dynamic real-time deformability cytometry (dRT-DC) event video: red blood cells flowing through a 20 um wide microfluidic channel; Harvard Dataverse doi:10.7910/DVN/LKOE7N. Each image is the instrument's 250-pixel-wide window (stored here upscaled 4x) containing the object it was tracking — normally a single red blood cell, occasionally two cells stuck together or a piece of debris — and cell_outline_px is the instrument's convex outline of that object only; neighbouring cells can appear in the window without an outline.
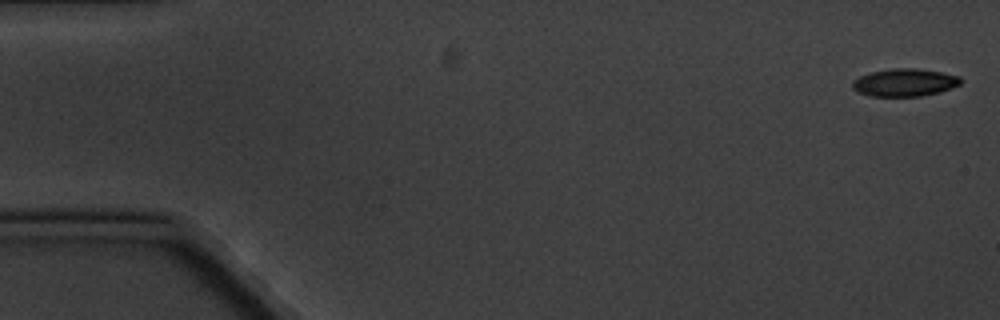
{"species": "common noctule bat (a hibernating species)", "species_latin": "Nyctalus noctula", "temperature_condition": "cold", "stored_images_in_passage": 5, "camera_frame_rate_fps": 3000, "um_per_image_px": 0.085, "animal": {"sex": "male", "body_mass_g": 20.1, "forearm_length_mm": 53.5}, "frame": {"image": 1, "passage_image": 1, "time_ms": 0.0, "image_size_px": [1000, 320], "cell_outline_px": [[960, 84], [940, 92], [920, 96], [868, 96], [856, 92], [852, 88], [852, 80], [860, 76], [872, 72], [892, 68], [916, 68], [940, 72], [960, 76]], "centroid_in_image_um": [76.85, 7.02], "position_along_channel_um": 8.2, "area_um2": 17.46}}
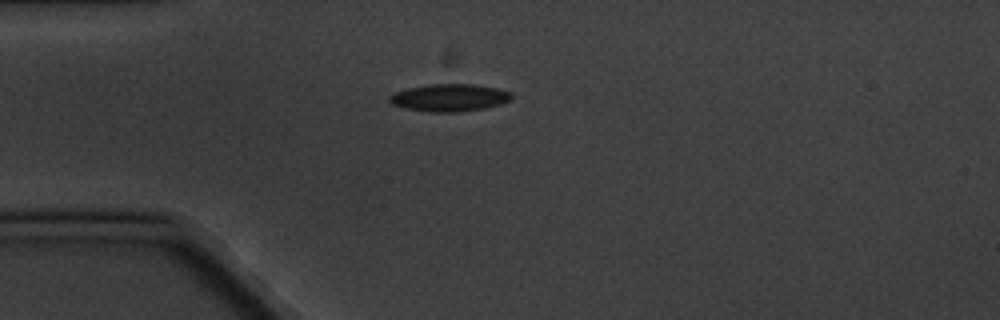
{"frame": {"image": 2, "passage_image": 5, "time_ms": 4.667, "image_size_px": [1000, 320], "cell_outline_px": [[512, 100], [500, 104], [484, 108], [460, 112], [428, 112], [404, 108], [392, 104], [388, 100], [388, 96], [396, 92], [408, 88], [428, 84], [472, 84], [496, 88], [512, 92]], "centroid_in_image_um": [38.2, 8.3], "position_along_channel_um": 46.8, "area_um2": 19.59}}